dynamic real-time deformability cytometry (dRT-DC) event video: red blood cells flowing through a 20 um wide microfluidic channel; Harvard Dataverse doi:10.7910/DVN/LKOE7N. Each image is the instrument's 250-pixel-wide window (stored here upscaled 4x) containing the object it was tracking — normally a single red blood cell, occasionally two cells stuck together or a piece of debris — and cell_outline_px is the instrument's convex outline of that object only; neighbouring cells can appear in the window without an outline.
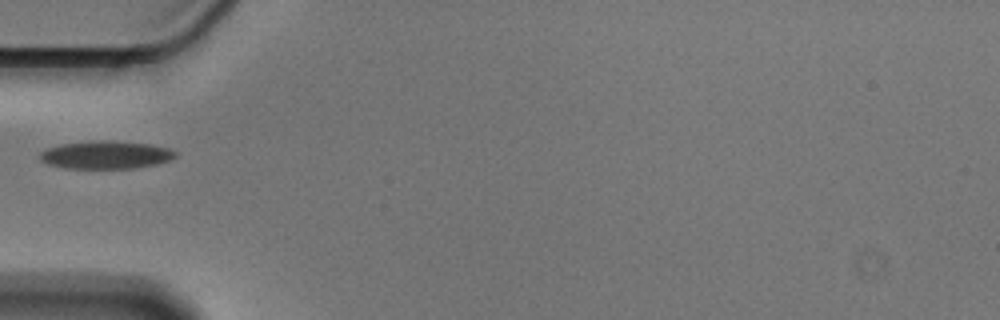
{"species": "Egyptian fruit bat (a non-hibernating species)", "species_latin": "Rousettus aegyptiacus", "temperature_condition": "cold", "stored_images_in_passage": 39, "camera_frame_rate_fps": 3000, "um_per_image_px": 0.085, "animal": {"sex": "male"}, "frame": {"image": 1, "passage_image": 1, "time_ms": 0.0, "image_size_px": [1000, 320], "cell_outline_px": [[176, 156], [172, 160], [156, 164], [132, 168], [64, 168], [48, 164], [40, 160], [40, 152], [44, 148], [60, 144], [88, 140], [104, 140], [148, 144], [168, 148], [176, 152]], "centroid_in_image_um": [8.95, 13.15], "position_along_channel_um": 76.1, "area_um2": 22.14}}
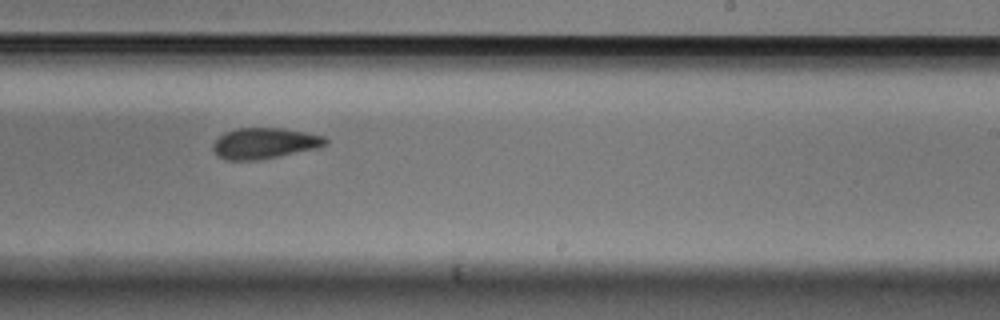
{"frame": {"image": 2, "passage_image": 17, "time_ms": 5.333, "image_size_px": [1000, 320], "cell_outline_px": [[328, 144], [320, 148], [256, 160], [224, 160], [216, 156], [212, 148], [212, 144], [224, 132], [236, 128], [280, 128], [304, 132], [324, 136], [328, 140]], "centroid_in_image_um": [22.47, 12.18], "position_along_channel_um": 266.5, "area_um2": 20.35}}
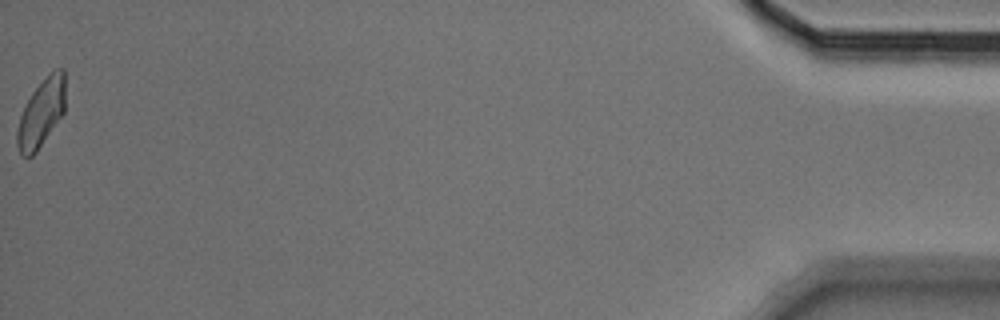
{"frame": {"image": 3, "passage_image": 39, "time_ms": 12.667, "image_size_px": [1000, 320], "cell_outline_px": [[64, 112], [36, 152], [32, 156], [20, 156], [16, 144], [16, 132], [20, 116], [32, 92], [56, 68], [64, 68]], "centroid_in_image_um": [3.48, 9.65], "position_along_channel_um": 431.7, "area_um2": 18.61}}